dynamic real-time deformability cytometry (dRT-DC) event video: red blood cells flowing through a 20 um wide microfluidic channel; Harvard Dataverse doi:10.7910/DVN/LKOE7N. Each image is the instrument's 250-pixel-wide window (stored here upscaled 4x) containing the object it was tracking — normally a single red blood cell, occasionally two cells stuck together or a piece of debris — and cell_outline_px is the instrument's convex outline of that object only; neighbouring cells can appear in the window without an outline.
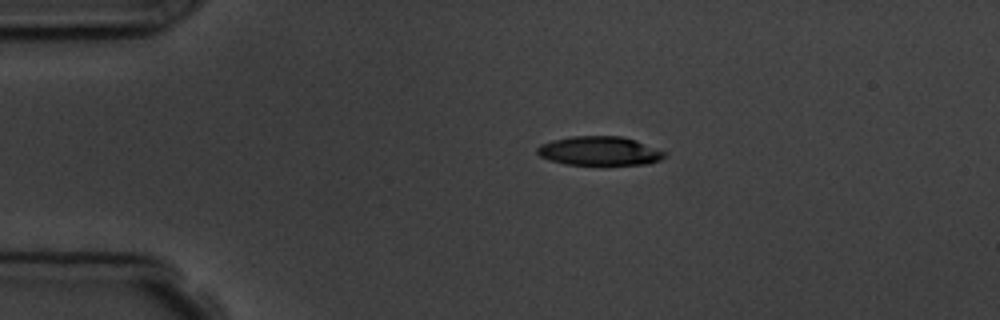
{"species": "common noctule bat (a hibernating species)", "species_latin": "Nyctalus noctula", "temperature_condition": "room temperature", "stored_images_in_passage": 2, "camera_frame_rate_fps": 3000, "um_per_image_px": 0.085, "animal": {"sex": "male", "body_mass_g": 19.5, "forearm_length_mm": 54.6}, "frame": {"image": 1, "passage_image": 1, "time_ms": 0.0, "image_size_px": [1000, 320], "cell_outline_px": [[668, 152], [660, 160], [648, 164], [564, 164], [548, 160], [540, 156], [536, 152], [536, 148], [540, 144], [552, 140], [572, 136], [620, 136], [636, 140]], "centroid_in_image_um": [50.94, 12.82], "position_along_channel_um": 34.1, "area_um2": 21.56}}